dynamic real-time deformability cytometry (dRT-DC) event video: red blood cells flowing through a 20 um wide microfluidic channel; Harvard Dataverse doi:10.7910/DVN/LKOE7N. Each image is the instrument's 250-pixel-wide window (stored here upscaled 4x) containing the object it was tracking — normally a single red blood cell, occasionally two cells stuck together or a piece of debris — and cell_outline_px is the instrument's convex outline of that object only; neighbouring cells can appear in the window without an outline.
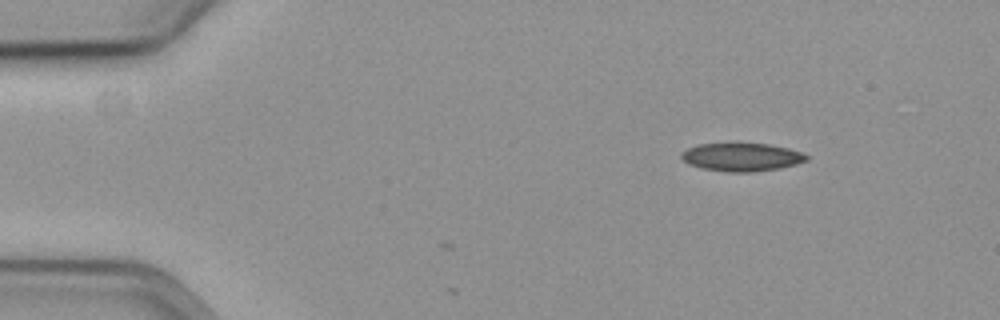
{"species": "common noctule bat (a hibernating species)", "species_latin": "Nyctalus noctula", "temperature_condition": "cold", "stored_images_in_passage": 4, "camera_frame_rate_fps": 3000, "um_per_image_px": 0.085, "animal": {"sex": "female", "body_mass_g": 19.3, "forearm_length_mm": 54.1}, "frame": {"image": 1, "passage_image": 4, "time_ms": 1.0, "image_size_px": [1000, 320], "cell_outline_px": [[808, 160], [796, 164], [780, 168], [752, 172], [728, 172], [700, 168], [688, 164], [680, 156], [680, 152], [696, 144], [728, 140], [768, 144], [788, 148], [804, 152], [808, 156]], "centroid_in_image_um": [62.99, 13.3], "position_along_channel_um": 22.0, "area_um2": 21.62}}